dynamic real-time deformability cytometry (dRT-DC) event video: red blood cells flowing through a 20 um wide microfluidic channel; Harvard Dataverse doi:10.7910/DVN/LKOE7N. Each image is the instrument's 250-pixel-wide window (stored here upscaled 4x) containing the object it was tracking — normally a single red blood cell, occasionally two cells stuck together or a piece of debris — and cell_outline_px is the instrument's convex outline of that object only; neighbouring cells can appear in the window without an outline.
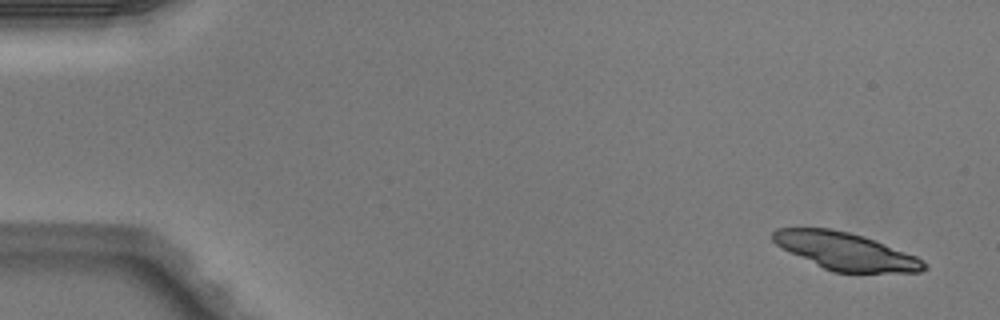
{"species": "Egyptian fruit bat (a non-hibernating species)", "species_latin": "Rousettus aegyptiacus", "temperature_condition": "warm", "stored_images_in_passage": 5, "camera_frame_rate_fps": 3000, "um_per_image_px": 0.085, "animal": {"sex": "male"}, "frame": {"image": 1, "passage_image": 1, "time_ms": 0.0, "image_size_px": [1000, 320], "cell_outline_px": [[928, 268], [920, 272], [832, 272], [776, 244], [772, 240], [772, 232], [776, 228], [832, 228], [864, 236], [916, 256], [928, 264]], "centroid_in_image_um": [71.91, 21.35], "position_along_channel_um": 13.1, "area_um2": 32.43}}